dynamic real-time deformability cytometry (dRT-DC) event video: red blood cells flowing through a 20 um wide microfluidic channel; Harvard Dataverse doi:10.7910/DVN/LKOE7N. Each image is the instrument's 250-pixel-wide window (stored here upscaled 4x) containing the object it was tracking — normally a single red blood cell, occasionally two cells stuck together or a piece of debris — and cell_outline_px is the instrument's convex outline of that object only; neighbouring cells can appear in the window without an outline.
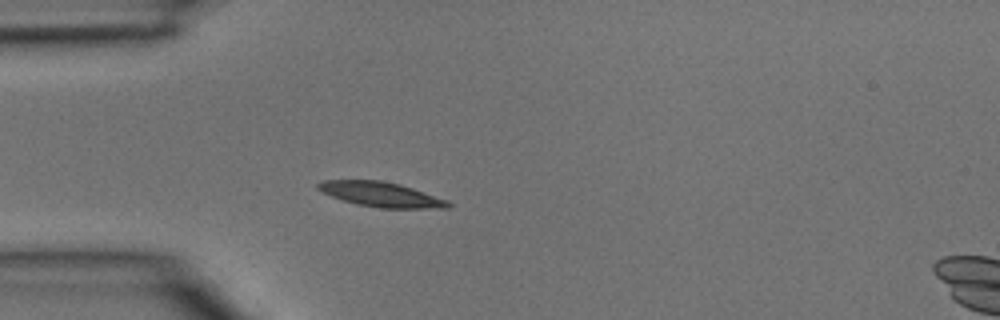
{"species": "common noctule bat (a hibernating species)", "species_latin": "Nyctalus noctula", "temperature_condition": "room temperature", "stored_images_in_passage": 3, "camera_frame_rate_fps": 3000, "um_per_image_px": 0.085, "animal": {"sex": "male", "body_mass_g": 15.6}, "frame": {"image": 1, "passage_image": 2, "time_ms": 0.333, "image_size_px": [1000, 320], "cell_outline_px": [[452, 208], [380, 208], [356, 204], [332, 196], [316, 188], [316, 184], [324, 180], [380, 180], [400, 184], [448, 200], [452, 204]], "centroid_in_image_um": [32.42, 16.53], "position_along_channel_um": 52.6, "area_um2": 18.73}}